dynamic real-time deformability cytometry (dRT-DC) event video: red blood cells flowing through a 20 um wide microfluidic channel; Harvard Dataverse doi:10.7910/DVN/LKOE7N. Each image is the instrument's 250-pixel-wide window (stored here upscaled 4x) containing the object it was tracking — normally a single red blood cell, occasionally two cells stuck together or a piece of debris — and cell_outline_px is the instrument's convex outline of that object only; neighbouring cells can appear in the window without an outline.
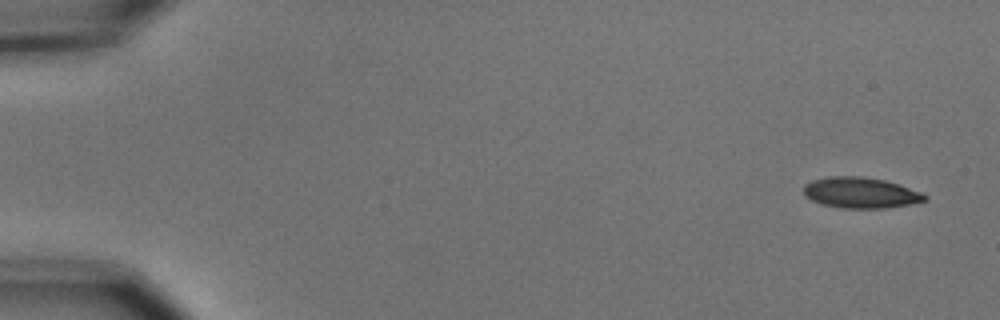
{"species": "common noctule bat (a hibernating species)", "species_latin": "Nyctalus noctula", "temperature_condition": "cold", "stored_images_in_passage": 5, "camera_frame_rate_fps": 3000, "um_per_image_px": 0.085, "animal": {"sex": "male", "body_mass_g": 15.6}, "frame": {"image": 1, "passage_image": 1, "time_ms": 0.0, "image_size_px": [1000, 320], "cell_outline_px": [[928, 200], [912, 204], [884, 208], [840, 208], [824, 204], [812, 200], [804, 196], [804, 184], [812, 180], [832, 176], [860, 176], [884, 180], [920, 192], [928, 196]], "centroid_in_image_um": [73.14, 16.39], "position_along_channel_um": 11.9, "area_um2": 21.62}}
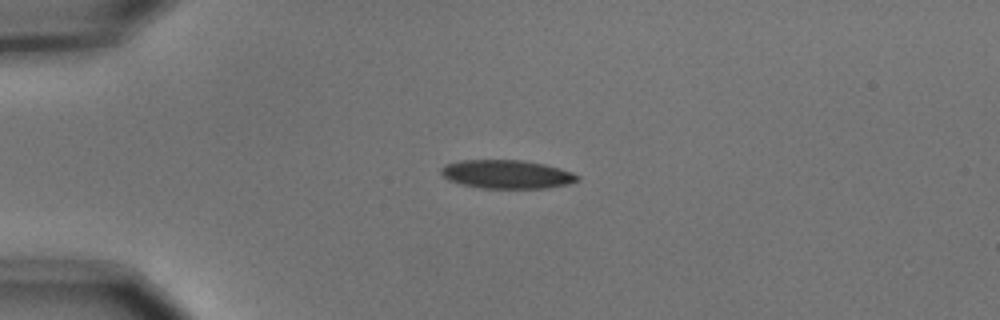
{"frame": {"image": 2, "passage_image": 4, "time_ms": 1.0, "image_size_px": [1000, 320], "cell_outline_px": [[580, 180], [568, 184], [544, 188], [480, 188], [460, 184], [448, 180], [440, 172], [440, 168], [444, 164], [460, 160], [520, 160], [544, 164], [560, 168], [572, 172], [580, 176]], "centroid_in_image_um": [43.06, 14.81], "position_along_channel_um": 41.9, "area_um2": 22.83}}